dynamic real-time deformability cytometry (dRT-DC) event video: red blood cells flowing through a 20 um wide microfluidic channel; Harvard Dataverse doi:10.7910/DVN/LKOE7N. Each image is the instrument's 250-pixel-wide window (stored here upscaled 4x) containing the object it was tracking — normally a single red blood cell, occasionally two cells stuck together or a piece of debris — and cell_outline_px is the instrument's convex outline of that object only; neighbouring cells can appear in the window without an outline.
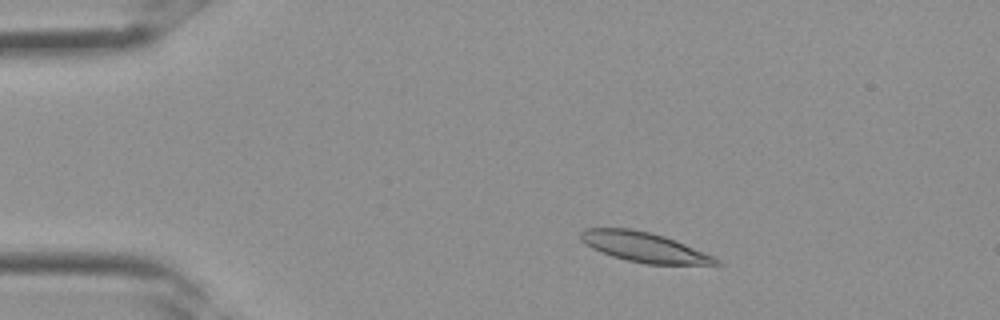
{"species": "Egyptian fruit bat (a non-hibernating species)", "species_latin": "Rousettus aegyptiacus", "temperature_condition": "room temperature", "stored_images_in_passage": 32, "camera_frame_rate_fps": 3000, "um_per_image_px": 0.085, "frame": {"image": 1, "passage_image": 4, "time_ms": 1.0, "image_size_px": [1000, 320], "cell_outline_px": [[724, 264], [644, 264], [612, 256], [592, 248], [580, 240], [580, 232], [584, 228], [628, 228], [648, 232], [664, 236], [716, 256]], "centroid_in_image_um": [54.76, 21.0], "position_along_channel_um": 30.2, "area_um2": 23.41}}
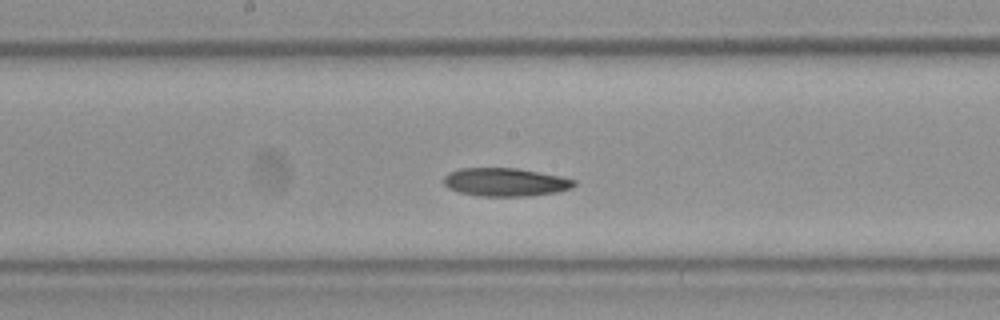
{"frame": {"image": 2, "passage_image": 16, "time_ms": 5.0, "image_size_px": [1000, 320], "cell_outline_px": [[576, 184], [572, 188], [556, 192], [532, 196], [476, 196], [460, 192], [448, 188], [444, 184], [444, 176], [448, 172], [460, 168], [516, 168], [560, 176], [576, 180]], "centroid_in_image_um": [42.94, 15.48], "position_along_channel_um": 205.3, "area_um2": 21.56}}
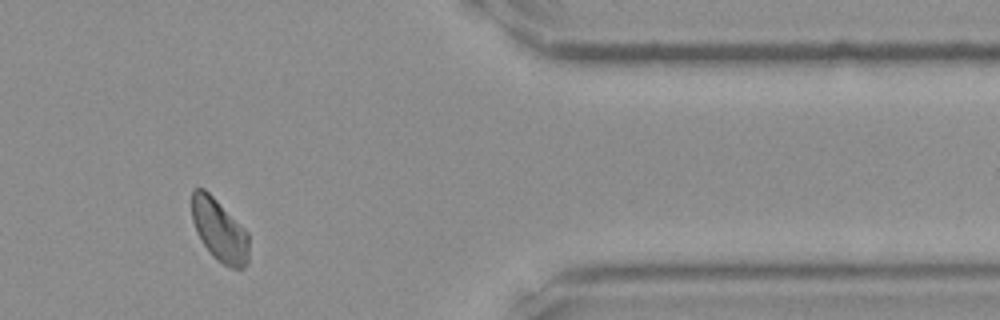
{"frame": {"image": 3, "passage_image": 27, "time_ms": 8.667, "image_size_px": [1000, 320], "cell_outline_px": [[248, 264], [244, 268], [232, 268], [216, 260], [212, 256], [196, 232], [192, 220], [192, 188], [204, 188], [248, 232]], "centroid_in_image_um": [18.64, 19.59], "position_along_channel_um": 392.8, "area_um2": 20.58}}